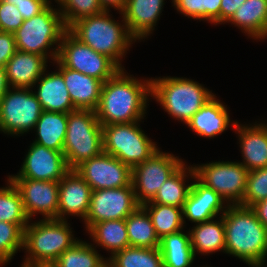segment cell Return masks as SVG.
Listing matches in <instances>:
<instances>
[{
	"mask_svg": "<svg viewBox=\"0 0 267 267\" xmlns=\"http://www.w3.org/2000/svg\"><path fill=\"white\" fill-rule=\"evenodd\" d=\"M149 95L151 79L139 81L120 69L102 85L100 101L95 110L99 123L106 126L140 122L145 116Z\"/></svg>",
	"mask_w": 267,
	"mask_h": 267,
	"instance_id": "cell-1",
	"label": "cell"
},
{
	"mask_svg": "<svg viewBox=\"0 0 267 267\" xmlns=\"http://www.w3.org/2000/svg\"><path fill=\"white\" fill-rule=\"evenodd\" d=\"M225 226V253L259 267L267 257V228L251 207L228 205L222 214Z\"/></svg>",
	"mask_w": 267,
	"mask_h": 267,
	"instance_id": "cell-2",
	"label": "cell"
},
{
	"mask_svg": "<svg viewBox=\"0 0 267 267\" xmlns=\"http://www.w3.org/2000/svg\"><path fill=\"white\" fill-rule=\"evenodd\" d=\"M111 18L109 11H103L74 22L68 31L80 42L107 56L120 69H124L121 58L136 40L130 35L125 22L121 25Z\"/></svg>",
	"mask_w": 267,
	"mask_h": 267,
	"instance_id": "cell-3",
	"label": "cell"
},
{
	"mask_svg": "<svg viewBox=\"0 0 267 267\" xmlns=\"http://www.w3.org/2000/svg\"><path fill=\"white\" fill-rule=\"evenodd\" d=\"M67 220L42 219L24 228L23 249L28 254L23 265L50 267L78 239Z\"/></svg>",
	"mask_w": 267,
	"mask_h": 267,
	"instance_id": "cell-4",
	"label": "cell"
},
{
	"mask_svg": "<svg viewBox=\"0 0 267 267\" xmlns=\"http://www.w3.org/2000/svg\"><path fill=\"white\" fill-rule=\"evenodd\" d=\"M214 94L196 81L183 77L151 79V97L169 115L187 124Z\"/></svg>",
	"mask_w": 267,
	"mask_h": 267,
	"instance_id": "cell-5",
	"label": "cell"
},
{
	"mask_svg": "<svg viewBox=\"0 0 267 267\" xmlns=\"http://www.w3.org/2000/svg\"><path fill=\"white\" fill-rule=\"evenodd\" d=\"M51 4L38 15L24 20L14 33L17 50L39 54L46 59L51 57L53 61L58 58L62 36L68 29L59 9H53ZM54 44L58 46L49 51Z\"/></svg>",
	"mask_w": 267,
	"mask_h": 267,
	"instance_id": "cell-6",
	"label": "cell"
},
{
	"mask_svg": "<svg viewBox=\"0 0 267 267\" xmlns=\"http://www.w3.org/2000/svg\"><path fill=\"white\" fill-rule=\"evenodd\" d=\"M103 151L102 125L93 110H80L68 113L66 138L63 154L68 168L75 170Z\"/></svg>",
	"mask_w": 267,
	"mask_h": 267,
	"instance_id": "cell-7",
	"label": "cell"
},
{
	"mask_svg": "<svg viewBox=\"0 0 267 267\" xmlns=\"http://www.w3.org/2000/svg\"><path fill=\"white\" fill-rule=\"evenodd\" d=\"M138 124L131 122L102 126L103 151L131 169L159 150Z\"/></svg>",
	"mask_w": 267,
	"mask_h": 267,
	"instance_id": "cell-8",
	"label": "cell"
},
{
	"mask_svg": "<svg viewBox=\"0 0 267 267\" xmlns=\"http://www.w3.org/2000/svg\"><path fill=\"white\" fill-rule=\"evenodd\" d=\"M42 112L32 89L10 87L0 101V131L23 135L34 129Z\"/></svg>",
	"mask_w": 267,
	"mask_h": 267,
	"instance_id": "cell-9",
	"label": "cell"
},
{
	"mask_svg": "<svg viewBox=\"0 0 267 267\" xmlns=\"http://www.w3.org/2000/svg\"><path fill=\"white\" fill-rule=\"evenodd\" d=\"M193 167L196 178L219 194L227 204L241 203L249 173L244 165L240 162L216 161Z\"/></svg>",
	"mask_w": 267,
	"mask_h": 267,
	"instance_id": "cell-10",
	"label": "cell"
},
{
	"mask_svg": "<svg viewBox=\"0 0 267 267\" xmlns=\"http://www.w3.org/2000/svg\"><path fill=\"white\" fill-rule=\"evenodd\" d=\"M57 59L66 68L95 77L103 83L120 70L110 58L83 44L68 30L62 36Z\"/></svg>",
	"mask_w": 267,
	"mask_h": 267,
	"instance_id": "cell-11",
	"label": "cell"
},
{
	"mask_svg": "<svg viewBox=\"0 0 267 267\" xmlns=\"http://www.w3.org/2000/svg\"><path fill=\"white\" fill-rule=\"evenodd\" d=\"M184 162L173 154L158 150L150 158L132 168L131 183L140 205L150 202L163 183Z\"/></svg>",
	"mask_w": 267,
	"mask_h": 267,
	"instance_id": "cell-12",
	"label": "cell"
},
{
	"mask_svg": "<svg viewBox=\"0 0 267 267\" xmlns=\"http://www.w3.org/2000/svg\"><path fill=\"white\" fill-rule=\"evenodd\" d=\"M139 206L132 183L122 188L92 191L84 219L86 230L101 221L126 219Z\"/></svg>",
	"mask_w": 267,
	"mask_h": 267,
	"instance_id": "cell-13",
	"label": "cell"
},
{
	"mask_svg": "<svg viewBox=\"0 0 267 267\" xmlns=\"http://www.w3.org/2000/svg\"><path fill=\"white\" fill-rule=\"evenodd\" d=\"M75 170L92 191L122 188L131 184L132 169L106 152L84 161Z\"/></svg>",
	"mask_w": 267,
	"mask_h": 267,
	"instance_id": "cell-14",
	"label": "cell"
},
{
	"mask_svg": "<svg viewBox=\"0 0 267 267\" xmlns=\"http://www.w3.org/2000/svg\"><path fill=\"white\" fill-rule=\"evenodd\" d=\"M20 170L9 178L59 182L70 171L63 151L49 149L35 142L30 145Z\"/></svg>",
	"mask_w": 267,
	"mask_h": 267,
	"instance_id": "cell-15",
	"label": "cell"
},
{
	"mask_svg": "<svg viewBox=\"0 0 267 267\" xmlns=\"http://www.w3.org/2000/svg\"><path fill=\"white\" fill-rule=\"evenodd\" d=\"M16 186L22 197L24 210L29 220L40 213L45 219H57L59 182L8 178Z\"/></svg>",
	"mask_w": 267,
	"mask_h": 267,
	"instance_id": "cell-16",
	"label": "cell"
},
{
	"mask_svg": "<svg viewBox=\"0 0 267 267\" xmlns=\"http://www.w3.org/2000/svg\"><path fill=\"white\" fill-rule=\"evenodd\" d=\"M91 193V187L79 173L70 170L59 181L57 219L66 220V215H77L84 220L88 213Z\"/></svg>",
	"mask_w": 267,
	"mask_h": 267,
	"instance_id": "cell-17",
	"label": "cell"
},
{
	"mask_svg": "<svg viewBox=\"0 0 267 267\" xmlns=\"http://www.w3.org/2000/svg\"><path fill=\"white\" fill-rule=\"evenodd\" d=\"M195 181L192 183L187 200L182 207L184 223L186 222L185 218L195 223L212 220L219 212L222 211L223 214L229 205L225 206V200L196 177Z\"/></svg>",
	"mask_w": 267,
	"mask_h": 267,
	"instance_id": "cell-18",
	"label": "cell"
},
{
	"mask_svg": "<svg viewBox=\"0 0 267 267\" xmlns=\"http://www.w3.org/2000/svg\"><path fill=\"white\" fill-rule=\"evenodd\" d=\"M55 62L64 78L74 108L95 111L100 101L103 82L95 77L66 68L58 59Z\"/></svg>",
	"mask_w": 267,
	"mask_h": 267,
	"instance_id": "cell-19",
	"label": "cell"
},
{
	"mask_svg": "<svg viewBox=\"0 0 267 267\" xmlns=\"http://www.w3.org/2000/svg\"><path fill=\"white\" fill-rule=\"evenodd\" d=\"M163 5L164 0H127L126 7L121 13L122 21L135 40L143 39L152 33Z\"/></svg>",
	"mask_w": 267,
	"mask_h": 267,
	"instance_id": "cell-20",
	"label": "cell"
},
{
	"mask_svg": "<svg viewBox=\"0 0 267 267\" xmlns=\"http://www.w3.org/2000/svg\"><path fill=\"white\" fill-rule=\"evenodd\" d=\"M239 135L241 154L244 159L240 162L248 171L267 167V124L239 125L231 124Z\"/></svg>",
	"mask_w": 267,
	"mask_h": 267,
	"instance_id": "cell-21",
	"label": "cell"
},
{
	"mask_svg": "<svg viewBox=\"0 0 267 267\" xmlns=\"http://www.w3.org/2000/svg\"><path fill=\"white\" fill-rule=\"evenodd\" d=\"M47 59L35 53L17 50L5 69L10 87L31 89L46 70Z\"/></svg>",
	"mask_w": 267,
	"mask_h": 267,
	"instance_id": "cell-22",
	"label": "cell"
},
{
	"mask_svg": "<svg viewBox=\"0 0 267 267\" xmlns=\"http://www.w3.org/2000/svg\"><path fill=\"white\" fill-rule=\"evenodd\" d=\"M43 75L36 81L38 91L34 92L43 111L59 113L75 111L62 74L57 71Z\"/></svg>",
	"mask_w": 267,
	"mask_h": 267,
	"instance_id": "cell-23",
	"label": "cell"
},
{
	"mask_svg": "<svg viewBox=\"0 0 267 267\" xmlns=\"http://www.w3.org/2000/svg\"><path fill=\"white\" fill-rule=\"evenodd\" d=\"M231 122L227 107L214 95L187 122L196 134L213 138L224 132Z\"/></svg>",
	"mask_w": 267,
	"mask_h": 267,
	"instance_id": "cell-24",
	"label": "cell"
},
{
	"mask_svg": "<svg viewBox=\"0 0 267 267\" xmlns=\"http://www.w3.org/2000/svg\"><path fill=\"white\" fill-rule=\"evenodd\" d=\"M228 22L255 40L267 38V0H246Z\"/></svg>",
	"mask_w": 267,
	"mask_h": 267,
	"instance_id": "cell-25",
	"label": "cell"
},
{
	"mask_svg": "<svg viewBox=\"0 0 267 267\" xmlns=\"http://www.w3.org/2000/svg\"><path fill=\"white\" fill-rule=\"evenodd\" d=\"M220 216L218 221L212 219L197 223L189 231L190 242L195 256L197 252L205 255L223 250L225 253V226L223 215Z\"/></svg>",
	"mask_w": 267,
	"mask_h": 267,
	"instance_id": "cell-26",
	"label": "cell"
},
{
	"mask_svg": "<svg viewBox=\"0 0 267 267\" xmlns=\"http://www.w3.org/2000/svg\"><path fill=\"white\" fill-rule=\"evenodd\" d=\"M68 113L43 111L34 130L35 143L56 151H63L66 138Z\"/></svg>",
	"mask_w": 267,
	"mask_h": 267,
	"instance_id": "cell-27",
	"label": "cell"
},
{
	"mask_svg": "<svg viewBox=\"0 0 267 267\" xmlns=\"http://www.w3.org/2000/svg\"><path fill=\"white\" fill-rule=\"evenodd\" d=\"M185 163L173 173L157 191L155 197L147 203H156L161 205H170L182 208L187 200L192 183L186 185V177L195 179L194 167H186ZM188 170V171H187ZM187 173V174H186ZM190 175H189V174Z\"/></svg>",
	"mask_w": 267,
	"mask_h": 267,
	"instance_id": "cell-28",
	"label": "cell"
},
{
	"mask_svg": "<svg viewBox=\"0 0 267 267\" xmlns=\"http://www.w3.org/2000/svg\"><path fill=\"white\" fill-rule=\"evenodd\" d=\"M159 250L163 258V267H190L195 259L190 235L182 230L162 237Z\"/></svg>",
	"mask_w": 267,
	"mask_h": 267,
	"instance_id": "cell-29",
	"label": "cell"
},
{
	"mask_svg": "<svg viewBox=\"0 0 267 267\" xmlns=\"http://www.w3.org/2000/svg\"><path fill=\"white\" fill-rule=\"evenodd\" d=\"M125 224L130 246L159 248L160 239L155 232L149 214L142 205L125 219Z\"/></svg>",
	"mask_w": 267,
	"mask_h": 267,
	"instance_id": "cell-30",
	"label": "cell"
},
{
	"mask_svg": "<svg viewBox=\"0 0 267 267\" xmlns=\"http://www.w3.org/2000/svg\"><path fill=\"white\" fill-rule=\"evenodd\" d=\"M90 236L98 246L111 251V256L130 246L125 219L101 221L89 230Z\"/></svg>",
	"mask_w": 267,
	"mask_h": 267,
	"instance_id": "cell-31",
	"label": "cell"
},
{
	"mask_svg": "<svg viewBox=\"0 0 267 267\" xmlns=\"http://www.w3.org/2000/svg\"><path fill=\"white\" fill-rule=\"evenodd\" d=\"M112 267H163L159 248L128 246L107 259Z\"/></svg>",
	"mask_w": 267,
	"mask_h": 267,
	"instance_id": "cell-32",
	"label": "cell"
},
{
	"mask_svg": "<svg viewBox=\"0 0 267 267\" xmlns=\"http://www.w3.org/2000/svg\"><path fill=\"white\" fill-rule=\"evenodd\" d=\"M142 206L149 214L159 239L183 229L182 208L156 203H145Z\"/></svg>",
	"mask_w": 267,
	"mask_h": 267,
	"instance_id": "cell-33",
	"label": "cell"
},
{
	"mask_svg": "<svg viewBox=\"0 0 267 267\" xmlns=\"http://www.w3.org/2000/svg\"><path fill=\"white\" fill-rule=\"evenodd\" d=\"M107 259L95 247L84 241H76L65 250L50 267H104Z\"/></svg>",
	"mask_w": 267,
	"mask_h": 267,
	"instance_id": "cell-34",
	"label": "cell"
},
{
	"mask_svg": "<svg viewBox=\"0 0 267 267\" xmlns=\"http://www.w3.org/2000/svg\"><path fill=\"white\" fill-rule=\"evenodd\" d=\"M7 187L0 188V221L17 224L23 231L29 218L24 210L20 192L8 179Z\"/></svg>",
	"mask_w": 267,
	"mask_h": 267,
	"instance_id": "cell-35",
	"label": "cell"
},
{
	"mask_svg": "<svg viewBox=\"0 0 267 267\" xmlns=\"http://www.w3.org/2000/svg\"><path fill=\"white\" fill-rule=\"evenodd\" d=\"M24 231L17 225L0 221V266L7 264L23 249Z\"/></svg>",
	"mask_w": 267,
	"mask_h": 267,
	"instance_id": "cell-36",
	"label": "cell"
},
{
	"mask_svg": "<svg viewBox=\"0 0 267 267\" xmlns=\"http://www.w3.org/2000/svg\"><path fill=\"white\" fill-rule=\"evenodd\" d=\"M58 4L67 29L82 18L103 12L98 0H61Z\"/></svg>",
	"mask_w": 267,
	"mask_h": 267,
	"instance_id": "cell-37",
	"label": "cell"
},
{
	"mask_svg": "<svg viewBox=\"0 0 267 267\" xmlns=\"http://www.w3.org/2000/svg\"><path fill=\"white\" fill-rule=\"evenodd\" d=\"M267 198V167L251 170L248 173L244 197L239 205L252 207Z\"/></svg>",
	"mask_w": 267,
	"mask_h": 267,
	"instance_id": "cell-38",
	"label": "cell"
},
{
	"mask_svg": "<svg viewBox=\"0 0 267 267\" xmlns=\"http://www.w3.org/2000/svg\"><path fill=\"white\" fill-rule=\"evenodd\" d=\"M23 21L17 7L0 0V31L15 33Z\"/></svg>",
	"mask_w": 267,
	"mask_h": 267,
	"instance_id": "cell-39",
	"label": "cell"
},
{
	"mask_svg": "<svg viewBox=\"0 0 267 267\" xmlns=\"http://www.w3.org/2000/svg\"><path fill=\"white\" fill-rule=\"evenodd\" d=\"M17 7L22 18L28 20L42 12L51 2L49 0H2Z\"/></svg>",
	"mask_w": 267,
	"mask_h": 267,
	"instance_id": "cell-40",
	"label": "cell"
},
{
	"mask_svg": "<svg viewBox=\"0 0 267 267\" xmlns=\"http://www.w3.org/2000/svg\"><path fill=\"white\" fill-rule=\"evenodd\" d=\"M172 2L181 14L192 19L203 20V0H173Z\"/></svg>",
	"mask_w": 267,
	"mask_h": 267,
	"instance_id": "cell-41",
	"label": "cell"
},
{
	"mask_svg": "<svg viewBox=\"0 0 267 267\" xmlns=\"http://www.w3.org/2000/svg\"><path fill=\"white\" fill-rule=\"evenodd\" d=\"M16 51L14 33L0 31V66L5 67Z\"/></svg>",
	"mask_w": 267,
	"mask_h": 267,
	"instance_id": "cell-42",
	"label": "cell"
},
{
	"mask_svg": "<svg viewBox=\"0 0 267 267\" xmlns=\"http://www.w3.org/2000/svg\"><path fill=\"white\" fill-rule=\"evenodd\" d=\"M222 0H203V20L220 24V6Z\"/></svg>",
	"mask_w": 267,
	"mask_h": 267,
	"instance_id": "cell-43",
	"label": "cell"
},
{
	"mask_svg": "<svg viewBox=\"0 0 267 267\" xmlns=\"http://www.w3.org/2000/svg\"><path fill=\"white\" fill-rule=\"evenodd\" d=\"M245 1L246 0H222L220 6V23H226Z\"/></svg>",
	"mask_w": 267,
	"mask_h": 267,
	"instance_id": "cell-44",
	"label": "cell"
},
{
	"mask_svg": "<svg viewBox=\"0 0 267 267\" xmlns=\"http://www.w3.org/2000/svg\"><path fill=\"white\" fill-rule=\"evenodd\" d=\"M251 208L256 213L258 220L267 228V198L255 203Z\"/></svg>",
	"mask_w": 267,
	"mask_h": 267,
	"instance_id": "cell-45",
	"label": "cell"
},
{
	"mask_svg": "<svg viewBox=\"0 0 267 267\" xmlns=\"http://www.w3.org/2000/svg\"><path fill=\"white\" fill-rule=\"evenodd\" d=\"M103 11H109L110 7L115 8L122 13L126 7L127 0H98Z\"/></svg>",
	"mask_w": 267,
	"mask_h": 267,
	"instance_id": "cell-46",
	"label": "cell"
},
{
	"mask_svg": "<svg viewBox=\"0 0 267 267\" xmlns=\"http://www.w3.org/2000/svg\"><path fill=\"white\" fill-rule=\"evenodd\" d=\"M10 86L7 80L6 69L0 66V101L9 90Z\"/></svg>",
	"mask_w": 267,
	"mask_h": 267,
	"instance_id": "cell-47",
	"label": "cell"
},
{
	"mask_svg": "<svg viewBox=\"0 0 267 267\" xmlns=\"http://www.w3.org/2000/svg\"><path fill=\"white\" fill-rule=\"evenodd\" d=\"M21 267H37V266H27V265L21 264Z\"/></svg>",
	"mask_w": 267,
	"mask_h": 267,
	"instance_id": "cell-48",
	"label": "cell"
},
{
	"mask_svg": "<svg viewBox=\"0 0 267 267\" xmlns=\"http://www.w3.org/2000/svg\"><path fill=\"white\" fill-rule=\"evenodd\" d=\"M104 267H112L109 263H107Z\"/></svg>",
	"mask_w": 267,
	"mask_h": 267,
	"instance_id": "cell-49",
	"label": "cell"
},
{
	"mask_svg": "<svg viewBox=\"0 0 267 267\" xmlns=\"http://www.w3.org/2000/svg\"><path fill=\"white\" fill-rule=\"evenodd\" d=\"M264 266H266V264L264 265V263H262L259 267H264ZM267 267V266H266Z\"/></svg>",
	"mask_w": 267,
	"mask_h": 267,
	"instance_id": "cell-50",
	"label": "cell"
}]
</instances>
